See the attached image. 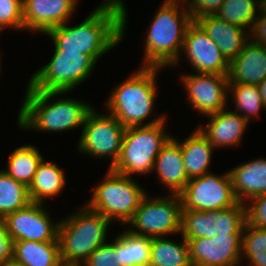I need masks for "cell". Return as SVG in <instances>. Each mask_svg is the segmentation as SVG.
<instances>
[{
	"label": "cell",
	"mask_w": 266,
	"mask_h": 266,
	"mask_svg": "<svg viewBox=\"0 0 266 266\" xmlns=\"http://www.w3.org/2000/svg\"><path fill=\"white\" fill-rule=\"evenodd\" d=\"M168 194H179L189 181L181 151V140L172 135L156 157L153 172Z\"/></svg>",
	"instance_id": "obj_19"
},
{
	"label": "cell",
	"mask_w": 266,
	"mask_h": 266,
	"mask_svg": "<svg viewBox=\"0 0 266 266\" xmlns=\"http://www.w3.org/2000/svg\"><path fill=\"white\" fill-rule=\"evenodd\" d=\"M98 184L91 188L92 193L85 205L108 218L113 224L122 227L138 209L146 189L134 177H127L108 168Z\"/></svg>",
	"instance_id": "obj_6"
},
{
	"label": "cell",
	"mask_w": 266,
	"mask_h": 266,
	"mask_svg": "<svg viewBox=\"0 0 266 266\" xmlns=\"http://www.w3.org/2000/svg\"><path fill=\"white\" fill-rule=\"evenodd\" d=\"M241 260L242 264L245 263L243 266H266V229L246 221L242 232Z\"/></svg>",
	"instance_id": "obj_31"
},
{
	"label": "cell",
	"mask_w": 266,
	"mask_h": 266,
	"mask_svg": "<svg viewBox=\"0 0 266 266\" xmlns=\"http://www.w3.org/2000/svg\"><path fill=\"white\" fill-rule=\"evenodd\" d=\"M225 0H185L193 22L197 19L215 15Z\"/></svg>",
	"instance_id": "obj_36"
},
{
	"label": "cell",
	"mask_w": 266,
	"mask_h": 266,
	"mask_svg": "<svg viewBox=\"0 0 266 266\" xmlns=\"http://www.w3.org/2000/svg\"><path fill=\"white\" fill-rule=\"evenodd\" d=\"M180 237L181 241L169 236L151 238L149 266H193L188 241L181 234Z\"/></svg>",
	"instance_id": "obj_27"
},
{
	"label": "cell",
	"mask_w": 266,
	"mask_h": 266,
	"mask_svg": "<svg viewBox=\"0 0 266 266\" xmlns=\"http://www.w3.org/2000/svg\"><path fill=\"white\" fill-rule=\"evenodd\" d=\"M182 210H220L236 205L237 200L230 173L212 172L189 179L186 187L179 193Z\"/></svg>",
	"instance_id": "obj_11"
},
{
	"label": "cell",
	"mask_w": 266,
	"mask_h": 266,
	"mask_svg": "<svg viewBox=\"0 0 266 266\" xmlns=\"http://www.w3.org/2000/svg\"><path fill=\"white\" fill-rule=\"evenodd\" d=\"M147 193L132 218L124 227L139 236L170 237L181 234L182 203L179 194Z\"/></svg>",
	"instance_id": "obj_9"
},
{
	"label": "cell",
	"mask_w": 266,
	"mask_h": 266,
	"mask_svg": "<svg viewBox=\"0 0 266 266\" xmlns=\"http://www.w3.org/2000/svg\"><path fill=\"white\" fill-rule=\"evenodd\" d=\"M247 221V205L220 210H182L181 235L184 238H213L217 234H242Z\"/></svg>",
	"instance_id": "obj_12"
},
{
	"label": "cell",
	"mask_w": 266,
	"mask_h": 266,
	"mask_svg": "<svg viewBox=\"0 0 266 266\" xmlns=\"http://www.w3.org/2000/svg\"><path fill=\"white\" fill-rule=\"evenodd\" d=\"M0 28L24 32L23 0H0Z\"/></svg>",
	"instance_id": "obj_33"
},
{
	"label": "cell",
	"mask_w": 266,
	"mask_h": 266,
	"mask_svg": "<svg viewBox=\"0 0 266 266\" xmlns=\"http://www.w3.org/2000/svg\"><path fill=\"white\" fill-rule=\"evenodd\" d=\"M114 237V248L120 251L122 266H149L151 238L132 234L125 227Z\"/></svg>",
	"instance_id": "obj_28"
},
{
	"label": "cell",
	"mask_w": 266,
	"mask_h": 266,
	"mask_svg": "<svg viewBox=\"0 0 266 266\" xmlns=\"http://www.w3.org/2000/svg\"><path fill=\"white\" fill-rule=\"evenodd\" d=\"M144 35L140 67L171 69L177 61L188 27L193 23L185 0H162Z\"/></svg>",
	"instance_id": "obj_4"
},
{
	"label": "cell",
	"mask_w": 266,
	"mask_h": 266,
	"mask_svg": "<svg viewBox=\"0 0 266 266\" xmlns=\"http://www.w3.org/2000/svg\"><path fill=\"white\" fill-rule=\"evenodd\" d=\"M215 150L197 127L181 140L182 157L189 179L211 172Z\"/></svg>",
	"instance_id": "obj_24"
},
{
	"label": "cell",
	"mask_w": 266,
	"mask_h": 266,
	"mask_svg": "<svg viewBox=\"0 0 266 266\" xmlns=\"http://www.w3.org/2000/svg\"><path fill=\"white\" fill-rule=\"evenodd\" d=\"M1 55H2V53H1V50H0V78H1L2 67H3L2 64H1L2 63V61H1L2 60L1 59L2 58Z\"/></svg>",
	"instance_id": "obj_41"
},
{
	"label": "cell",
	"mask_w": 266,
	"mask_h": 266,
	"mask_svg": "<svg viewBox=\"0 0 266 266\" xmlns=\"http://www.w3.org/2000/svg\"><path fill=\"white\" fill-rule=\"evenodd\" d=\"M21 266H61L58 238L55 241H14L13 260Z\"/></svg>",
	"instance_id": "obj_25"
},
{
	"label": "cell",
	"mask_w": 266,
	"mask_h": 266,
	"mask_svg": "<svg viewBox=\"0 0 266 266\" xmlns=\"http://www.w3.org/2000/svg\"><path fill=\"white\" fill-rule=\"evenodd\" d=\"M266 0H225L215 14L218 18L250 31Z\"/></svg>",
	"instance_id": "obj_30"
},
{
	"label": "cell",
	"mask_w": 266,
	"mask_h": 266,
	"mask_svg": "<svg viewBox=\"0 0 266 266\" xmlns=\"http://www.w3.org/2000/svg\"><path fill=\"white\" fill-rule=\"evenodd\" d=\"M62 217L57 238L63 265L81 266L97 247L109 241V228L114 224L85 204Z\"/></svg>",
	"instance_id": "obj_5"
},
{
	"label": "cell",
	"mask_w": 266,
	"mask_h": 266,
	"mask_svg": "<svg viewBox=\"0 0 266 266\" xmlns=\"http://www.w3.org/2000/svg\"><path fill=\"white\" fill-rule=\"evenodd\" d=\"M247 205V221L259 228L266 229V193L252 198Z\"/></svg>",
	"instance_id": "obj_35"
},
{
	"label": "cell",
	"mask_w": 266,
	"mask_h": 266,
	"mask_svg": "<svg viewBox=\"0 0 266 266\" xmlns=\"http://www.w3.org/2000/svg\"><path fill=\"white\" fill-rule=\"evenodd\" d=\"M258 88L260 90L262 100L266 106V78L261 83L258 84Z\"/></svg>",
	"instance_id": "obj_40"
},
{
	"label": "cell",
	"mask_w": 266,
	"mask_h": 266,
	"mask_svg": "<svg viewBox=\"0 0 266 266\" xmlns=\"http://www.w3.org/2000/svg\"><path fill=\"white\" fill-rule=\"evenodd\" d=\"M249 40L266 46V2L261 7L249 31Z\"/></svg>",
	"instance_id": "obj_38"
},
{
	"label": "cell",
	"mask_w": 266,
	"mask_h": 266,
	"mask_svg": "<svg viewBox=\"0 0 266 266\" xmlns=\"http://www.w3.org/2000/svg\"><path fill=\"white\" fill-rule=\"evenodd\" d=\"M228 171L239 202L246 204L252 198L266 193V158L244 161Z\"/></svg>",
	"instance_id": "obj_21"
},
{
	"label": "cell",
	"mask_w": 266,
	"mask_h": 266,
	"mask_svg": "<svg viewBox=\"0 0 266 266\" xmlns=\"http://www.w3.org/2000/svg\"><path fill=\"white\" fill-rule=\"evenodd\" d=\"M228 108L242 116L249 124L260 119V113L266 111L258 85L228 83ZM230 105H235L230 108Z\"/></svg>",
	"instance_id": "obj_29"
},
{
	"label": "cell",
	"mask_w": 266,
	"mask_h": 266,
	"mask_svg": "<svg viewBox=\"0 0 266 266\" xmlns=\"http://www.w3.org/2000/svg\"><path fill=\"white\" fill-rule=\"evenodd\" d=\"M40 148L34 144H23L9 153L6 165L2 169L15 181L29 187L39 163L44 158Z\"/></svg>",
	"instance_id": "obj_26"
},
{
	"label": "cell",
	"mask_w": 266,
	"mask_h": 266,
	"mask_svg": "<svg viewBox=\"0 0 266 266\" xmlns=\"http://www.w3.org/2000/svg\"><path fill=\"white\" fill-rule=\"evenodd\" d=\"M217 44L230 63L249 41V31L228 23L216 15L201 17L195 21Z\"/></svg>",
	"instance_id": "obj_22"
},
{
	"label": "cell",
	"mask_w": 266,
	"mask_h": 266,
	"mask_svg": "<svg viewBox=\"0 0 266 266\" xmlns=\"http://www.w3.org/2000/svg\"><path fill=\"white\" fill-rule=\"evenodd\" d=\"M193 266H240L242 234H217L213 238H185Z\"/></svg>",
	"instance_id": "obj_16"
},
{
	"label": "cell",
	"mask_w": 266,
	"mask_h": 266,
	"mask_svg": "<svg viewBox=\"0 0 266 266\" xmlns=\"http://www.w3.org/2000/svg\"><path fill=\"white\" fill-rule=\"evenodd\" d=\"M26 87L16 118L19 130L25 132L57 134L82 129L94 107L89 101L70 98L68 95L71 92L40 91L28 85Z\"/></svg>",
	"instance_id": "obj_2"
},
{
	"label": "cell",
	"mask_w": 266,
	"mask_h": 266,
	"mask_svg": "<svg viewBox=\"0 0 266 266\" xmlns=\"http://www.w3.org/2000/svg\"><path fill=\"white\" fill-rule=\"evenodd\" d=\"M61 266H76V265H63V264H62Z\"/></svg>",
	"instance_id": "obj_43"
},
{
	"label": "cell",
	"mask_w": 266,
	"mask_h": 266,
	"mask_svg": "<svg viewBox=\"0 0 266 266\" xmlns=\"http://www.w3.org/2000/svg\"><path fill=\"white\" fill-rule=\"evenodd\" d=\"M43 65L31 74L26 85L33 90L73 92L92 76L97 63L87 54L54 50Z\"/></svg>",
	"instance_id": "obj_8"
},
{
	"label": "cell",
	"mask_w": 266,
	"mask_h": 266,
	"mask_svg": "<svg viewBox=\"0 0 266 266\" xmlns=\"http://www.w3.org/2000/svg\"><path fill=\"white\" fill-rule=\"evenodd\" d=\"M46 208V204L30 203L27 207L6 215L3 219L13 241H55L60 219H52Z\"/></svg>",
	"instance_id": "obj_15"
},
{
	"label": "cell",
	"mask_w": 266,
	"mask_h": 266,
	"mask_svg": "<svg viewBox=\"0 0 266 266\" xmlns=\"http://www.w3.org/2000/svg\"><path fill=\"white\" fill-rule=\"evenodd\" d=\"M205 117L209 121L196 127L216 150L241 146L249 128V123L242 116L227 107Z\"/></svg>",
	"instance_id": "obj_18"
},
{
	"label": "cell",
	"mask_w": 266,
	"mask_h": 266,
	"mask_svg": "<svg viewBox=\"0 0 266 266\" xmlns=\"http://www.w3.org/2000/svg\"><path fill=\"white\" fill-rule=\"evenodd\" d=\"M81 266H122L120 251L114 248V237L113 240L97 247Z\"/></svg>",
	"instance_id": "obj_34"
},
{
	"label": "cell",
	"mask_w": 266,
	"mask_h": 266,
	"mask_svg": "<svg viewBox=\"0 0 266 266\" xmlns=\"http://www.w3.org/2000/svg\"><path fill=\"white\" fill-rule=\"evenodd\" d=\"M69 24L44 34L53 42L54 50L87 54L98 63L100 57L123 42V10L119 6L100 2L80 24Z\"/></svg>",
	"instance_id": "obj_1"
},
{
	"label": "cell",
	"mask_w": 266,
	"mask_h": 266,
	"mask_svg": "<svg viewBox=\"0 0 266 266\" xmlns=\"http://www.w3.org/2000/svg\"><path fill=\"white\" fill-rule=\"evenodd\" d=\"M79 0H23L24 31L44 35L73 18Z\"/></svg>",
	"instance_id": "obj_17"
},
{
	"label": "cell",
	"mask_w": 266,
	"mask_h": 266,
	"mask_svg": "<svg viewBox=\"0 0 266 266\" xmlns=\"http://www.w3.org/2000/svg\"><path fill=\"white\" fill-rule=\"evenodd\" d=\"M66 184L67 179L63 168L56 162L46 160L44 156L28 187L31 203L47 204L49 198L54 199L63 193Z\"/></svg>",
	"instance_id": "obj_23"
},
{
	"label": "cell",
	"mask_w": 266,
	"mask_h": 266,
	"mask_svg": "<svg viewBox=\"0 0 266 266\" xmlns=\"http://www.w3.org/2000/svg\"><path fill=\"white\" fill-rule=\"evenodd\" d=\"M161 71L165 69L139 66L127 78L118 82L116 87H113L111 94L109 93L104 102V109L115 116L125 128L162 122L168 117L167 112L160 115L154 114L160 93L157 81ZM151 117L154 118L147 121Z\"/></svg>",
	"instance_id": "obj_3"
},
{
	"label": "cell",
	"mask_w": 266,
	"mask_h": 266,
	"mask_svg": "<svg viewBox=\"0 0 266 266\" xmlns=\"http://www.w3.org/2000/svg\"><path fill=\"white\" fill-rule=\"evenodd\" d=\"M14 241L9 235L3 218H0V266L13 260Z\"/></svg>",
	"instance_id": "obj_37"
},
{
	"label": "cell",
	"mask_w": 266,
	"mask_h": 266,
	"mask_svg": "<svg viewBox=\"0 0 266 266\" xmlns=\"http://www.w3.org/2000/svg\"><path fill=\"white\" fill-rule=\"evenodd\" d=\"M178 79L187 106L198 115L205 118L228 107V75L180 72Z\"/></svg>",
	"instance_id": "obj_13"
},
{
	"label": "cell",
	"mask_w": 266,
	"mask_h": 266,
	"mask_svg": "<svg viewBox=\"0 0 266 266\" xmlns=\"http://www.w3.org/2000/svg\"><path fill=\"white\" fill-rule=\"evenodd\" d=\"M266 78V46L248 41L229 63V83L258 85Z\"/></svg>",
	"instance_id": "obj_20"
},
{
	"label": "cell",
	"mask_w": 266,
	"mask_h": 266,
	"mask_svg": "<svg viewBox=\"0 0 266 266\" xmlns=\"http://www.w3.org/2000/svg\"><path fill=\"white\" fill-rule=\"evenodd\" d=\"M167 119L153 125L127 127L119 159L111 169L127 177L153 174L156 157L172 136L166 128Z\"/></svg>",
	"instance_id": "obj_7"
},
{
	"label": "cell",
	"mask_w": 266,
	"mask_h": 266,
	"mask_svg": "<svg viewBox=\"0 0 266 266\" xmlns=\"http://www.w3.org/2000/svg\"><path fill=\"white\" fill-rule=\"evenodd\" d=\"M102 4H111L116 5L122 8L123 10V40L125 39V35H127L126 31L128 30V11H127V5L124 2V0H103L101 1Z\"/></svg>",
	"instance_id": "obj_39"
},
{
	"label": "cell",
	"mask_w": 266,
	"mask_h": 266,
	"mask_svg": "<svg viewBox=\"0 0 266 266\" xmlns=\"http://www.w3.org/2000/svg\"><path fill=\"white\" fill-rule=\"evenodd\" d=\"M30 203L28 187L15 181L0 168V218L21 210Z\"/></svg>",
	"instance_id": "obj_32"
},
{
	"label": "cell",
	"mask_w": 266,
	"mask_h": 266,
	"mask_svg": "<svg viewBox=\"0 0 266 266\" xmlns=\"http://www.w3.org/2000/svg\"><path fill=\"white\" fill-rule=\"evenodd\" d=\"M182 60L188 62L187 66L193 73L228 75L229 72V62L217 44L196 22L188 27L181 53L171 67L177 68L180 62L183 64Z\"/></svg>",
	"instance_id": "obj_14"
},
{
	"label": "cell",
	"mask_w": 266,
	"mask_h": 266,
	"mask_svg": "<svg viewBox=\"0 0 266 266\" xmlns=\"http://www.w3.org/2000/svg\"><path fill=\"white\" fill-rule=\"evenodd\" d=\"M5 266H21V265H18L12 261V262L7 263Z\"/></svg>",
	"instance_id": "obj_42"
},
{
	"label": "cell",
	"mask_w": 266,
	"mask_h": 266,
	"mask_svg": "<svg viewBox=\"0 0 266 266\" xmlns=\"http://www.w3.org/2000/svg\"><path fill=\"white\" fill-rule=\"evenodd\" d=\"M125 129L115 116L94 106L81 129L76 150L92 159H105L112 168L119 159Z\"/></svg>",
	"instance_id": "obj_10"
}]
</instances>
